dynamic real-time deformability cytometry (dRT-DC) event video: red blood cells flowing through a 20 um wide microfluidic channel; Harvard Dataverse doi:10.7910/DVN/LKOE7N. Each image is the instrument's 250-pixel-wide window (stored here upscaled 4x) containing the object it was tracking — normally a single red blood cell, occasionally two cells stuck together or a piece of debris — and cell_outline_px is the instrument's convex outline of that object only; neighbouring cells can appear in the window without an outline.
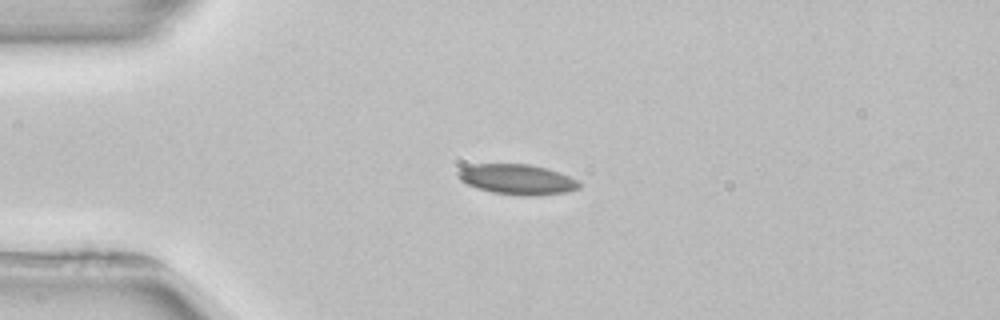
{"species": "common noctule bat (a hibernating species)", "species_latin": "Nyctalus noctula", "temperature_condition": "room temperature", "stored_images_in_passage": 3, "camera_frame_rate_fps": 3000, "um_per_image_px": 0.085, "animal": {"sex": "female", "body_mass_g": 22.7, "forearm_length_mm": 54.2}, "frame": {"image": 1, "passage_image": 2, "time_ms": 1.333, "image_size_px": [1000, 320], "cell_outline_px": [[580, 188], [568, 192], [532, 196], [524, 196], [492, 192], [468, 184], [460, 180], [456, 176], [456, 172], [460, 168], [472, 164], [528, 164], [560, 172], [580, 180]], "centroid_in_image_um": [43.98, 15.24], "position_along_channel_um": 41.0, "area_um2": 21.44}}
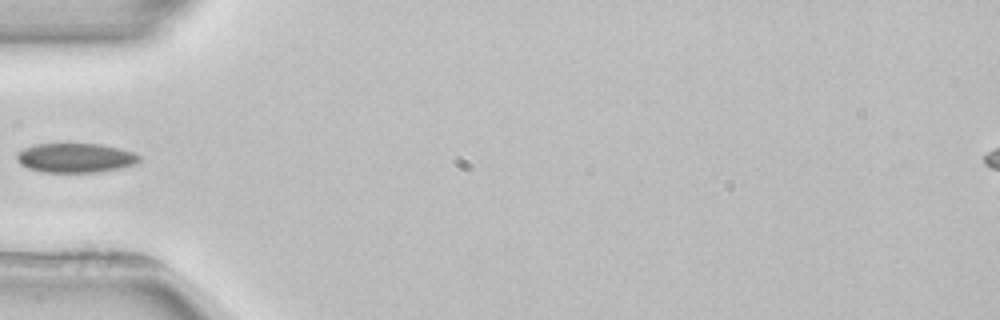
{"frame": {"image": 2, "passage_image": 3, "time_ms": 3.0, "image_size_px": [1000, 320], "cell_outline_px": [[140, 160], [136, 164], [120, 168], [96, 172], [44, 172], [28, 168], [20, 164], [16, 160], [16, 152], [24, 148], [36, 144], [100, 144], [120, 148], [132, 152], [140, 156]], "centroid_in_image_um": [6.39, 13.42], "position_along_channel_um": 78.6, "area_um2": 20.98}}